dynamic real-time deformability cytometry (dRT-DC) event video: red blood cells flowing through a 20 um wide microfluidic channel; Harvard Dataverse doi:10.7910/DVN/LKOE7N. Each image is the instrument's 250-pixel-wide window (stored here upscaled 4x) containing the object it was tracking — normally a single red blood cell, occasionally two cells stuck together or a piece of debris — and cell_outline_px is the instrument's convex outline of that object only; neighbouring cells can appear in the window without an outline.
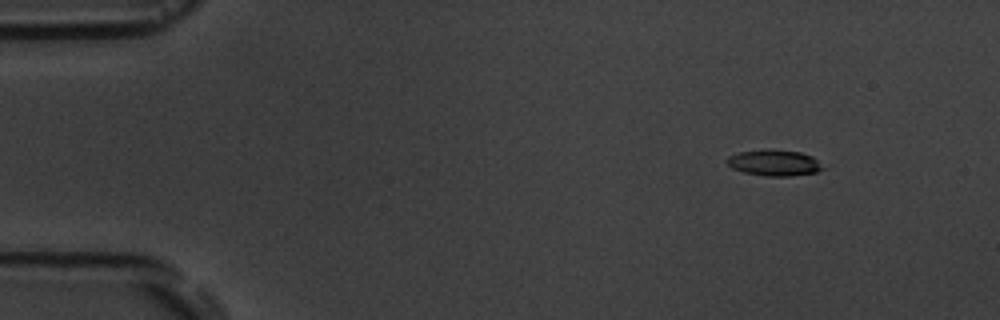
{"species": "common noctule bat (a hibernating species)", "species_latin": "Nyctalus noctula", "temperature_condition": "room temperature", "stored_images_in_passage": 6, "camera_frame_rate_fps": 3000, "um_per_image_px": 0.085, "animal": {"sex": "male", "body_mass_g": 19.5, "forearm_length_mm": 54.6}, "frame": {"image": 1, "passage_image": 2, "time_ms": 2.0, "image_size_px": [1000, 320], "cell_outline_px": [[828, 168], [816, 172], [792, 176], [764, 176], [744, 172], [732, 168], [724, 160], [728, 156], [740, 152], [800, 152], [812, 156]], "centroid_in_image_um": [65.86, 13.9], "position_along_channel_um": 19.1, "area_um2": 13.99}}
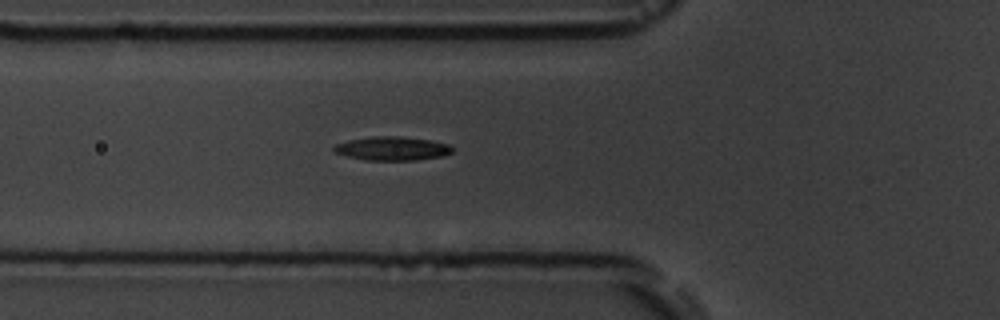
{"frame": {"image": 2, "passage_image": 6, "time_ms": 6.667, "image_size_px": [1000, 320], "cell_outline_px": [[452, 152], [444, 156], [416, 160], [364, 160], [332, 152], [332, 148], [336, 144], [348, 140], [372, 136], [400, 136], [432, 140], [448, 144], [452, 148]], "centroid_in_image_um": [33.32, 12.62], "position_along_channel_um": 92.5, "area_um2": 16.53}}